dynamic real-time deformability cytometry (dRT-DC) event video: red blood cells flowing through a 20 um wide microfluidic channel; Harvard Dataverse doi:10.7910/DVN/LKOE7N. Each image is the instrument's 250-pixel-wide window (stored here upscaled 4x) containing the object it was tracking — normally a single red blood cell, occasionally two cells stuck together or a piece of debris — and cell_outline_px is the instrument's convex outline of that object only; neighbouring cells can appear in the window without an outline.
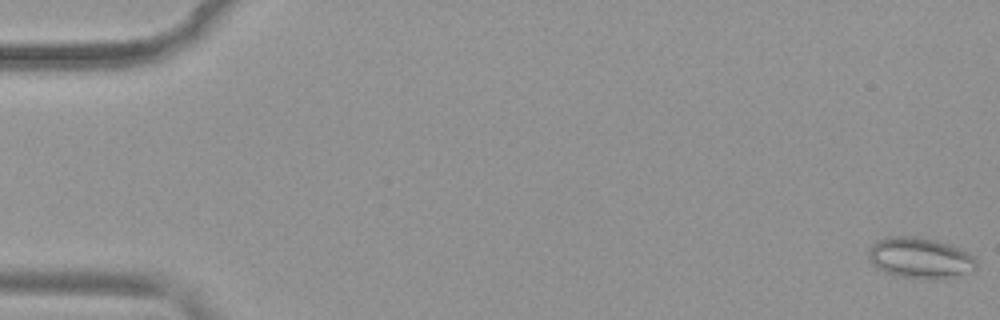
{"species": "common noctule bat (a hibernating species)", "species_latin": "Nyctalus noctula", "temperature_condition": "warm", "stored_images_in_passage": 52, "camera_frame_rate_fps": 3000, "um_per_image_px": 0.085, "animal": {"sex": "female", "body_mass_g": 19.9}, "frame": {"image": 1, "passage_image": 1, "time_ms": 0.0, "image_size_px": [1000, 320], "cell_outline_px": [[976, 272], [952, 276], [900, 276], [884, 272], [876, 268], [868, 260], [868, 248], [876, 240], [888, 236], [920, 236], [936, 240], [960, 248], [968, 252], [976, 260]], "centroid_in_image_um": [78.17, 21.87], "position_along_channel_um": 6.8, "area_um2": 25.37}}
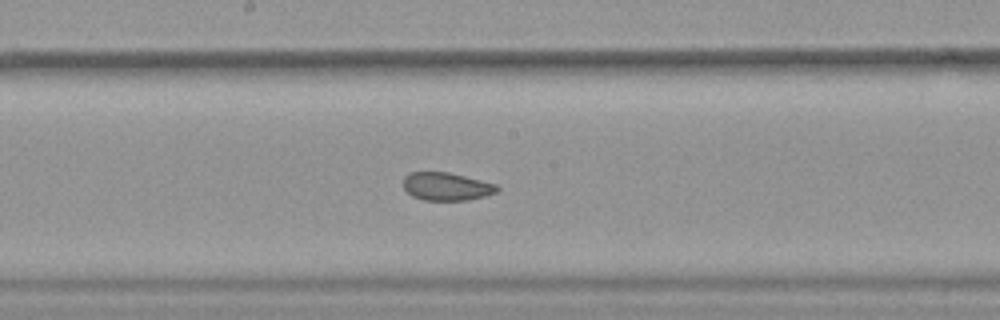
{"frame": {"image": 2, "passage_image": 28, "time_ms": 9.0, "image_size_px": [1000, 320], "cell_outline_px": [[500, 188], [496, 192], [484, 196], [468, 200], [424, 200], [412, 196], [404, 188], [404, 176], [408, 172], [448, 172], [496, 184]], "centroid_in_image_um": [37.93, 15.85], "position_along_channel_um": 210.3, "area_um2": 15.2}}
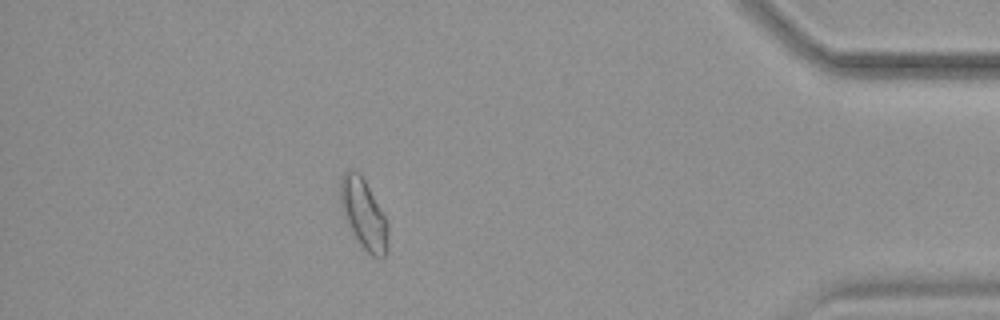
{"frame": {"image": 3, "passage_image": 46, "time_ms": 15.0, "image_size_px": [1000, 320], "cell_outline_px": [[388, 232], [384, 256], [380, 260], [372, 256], [360, 244], [352, 232], [344, 216], [340, 204], [340, 176], [348, 168], [352, 168], [360, 172], [388, 220]], "centroid_in_image_um": [30.89, 18.13], "position_along_channel_um": 404.3, "area_um2": 19.59}, "authors_computed_cell_mechanics": {"area_um2": 18.2937, "velocity_mm_per_s": 3.9585, "shape_relaxation_time_tau1_ms": null, "shape_relaxation_time_tau2_ms": 1.4511, "deformation_change_tau1": null, "deformation_change_tau2": 0.0546}}